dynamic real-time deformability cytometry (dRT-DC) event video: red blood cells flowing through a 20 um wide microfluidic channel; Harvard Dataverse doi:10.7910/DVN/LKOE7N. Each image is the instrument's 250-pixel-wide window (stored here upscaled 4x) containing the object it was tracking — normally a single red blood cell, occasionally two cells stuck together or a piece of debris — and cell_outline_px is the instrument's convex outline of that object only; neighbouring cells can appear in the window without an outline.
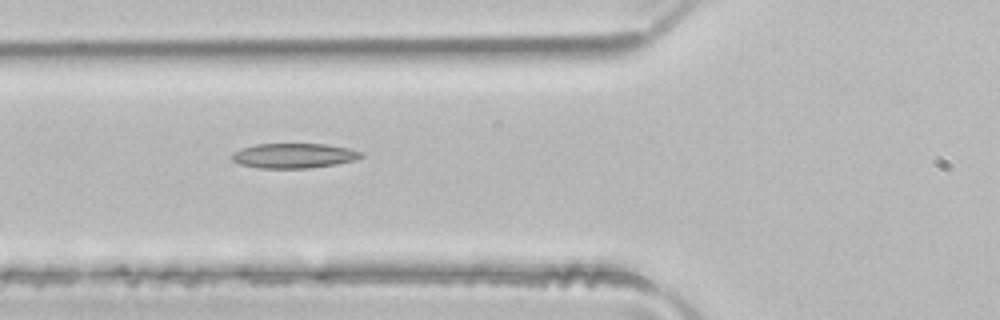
{"species": "common noctule bat (a hibernating species)", "species_latin": "Nyctalus noctula", "temperature_condition": "room temperature", "stored_images_in_passage": 3, "camera_frame_rate_fps": 3000, "um_per_image_px": 0.085, "animal": {"sex": "male", "body_mass_g": 21.5, "forearm_length_mm": 52.0}, "frame": {"image": 1, "passage_image": 3, "time_ms": 0.667, "image_size_px": [1000, 320], "cell_outline_px": [[364, 156], [356, 160], [336, 164], [308, 168], [260, 168], [240, 164], [232, 160], [232, 152], [240, 148], [256, 144], [324, 144], [348, 148], [364, 152]], "centroid_in_image_um": [24.99, 13.23], "position_along_channel_um": 100.8, "area_um2": 18.79}}